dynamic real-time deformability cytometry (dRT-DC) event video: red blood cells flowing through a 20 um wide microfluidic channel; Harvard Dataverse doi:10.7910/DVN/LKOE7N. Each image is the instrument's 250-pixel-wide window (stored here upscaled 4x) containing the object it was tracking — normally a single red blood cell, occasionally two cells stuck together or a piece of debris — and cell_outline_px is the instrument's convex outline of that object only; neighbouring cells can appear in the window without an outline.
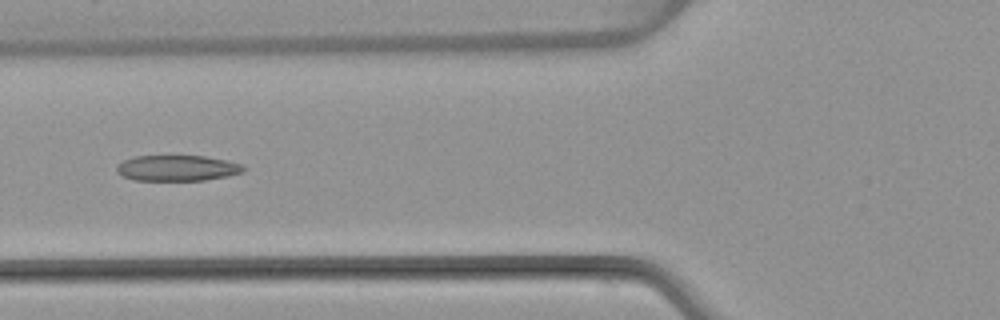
{"species": "common noctule bat (a hibernating species)", "species_latin": "Nyctalus noctula", "temperature_condition": "warm", "stored_images_in_passage": 6, "camera_frame_rate_fps": 3000, "um_per_image_px": 0.085, "animal": {"sex": "female", "body_mass_g": 22.7, "forearm_length_mm": 54.2}, "frame": {"image": 1, "passage_image": 6, "time_ms": 6.0, "image_size_px": [1000, 320], "cell_outline_px": [[244, 172], [228, 176], [204, 180], [132, 180], [120, 176], [116, 172], [116, 164], [124, 160], [136, 156], [204, 156], [228, 160], [244, 164]], "centroid_in_image_um": [15.05, 14.29], "position_along_channel_um": 110.7, "area_um2": 19.25}}